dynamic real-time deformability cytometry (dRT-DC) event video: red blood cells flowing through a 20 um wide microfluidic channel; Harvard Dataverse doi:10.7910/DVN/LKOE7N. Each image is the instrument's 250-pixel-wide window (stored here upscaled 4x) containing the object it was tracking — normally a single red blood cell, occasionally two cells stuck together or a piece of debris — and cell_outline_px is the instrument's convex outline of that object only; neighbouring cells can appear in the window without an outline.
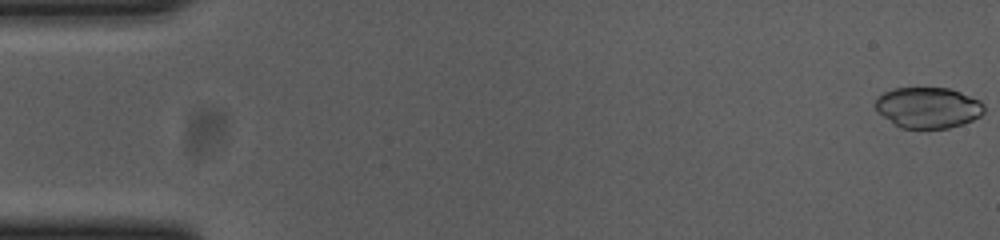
{"species": "common noctule bat (a hibernating species)", "species_latin": "Nyctalus noctula", "temperature_condition": "cold", "stored_images_in_passage": 55, "camera_frame_rate_fps": 3000, "um_per_image_px": 0.085, "animal": {"sex": "female", "body_mass_g": 23.0, "forearm_length_mm": 53.4}, "frame": {"image": 1, "passage_image": 1, "time_ms": 0.0, "image_size_px": [1000, 240], "cell_outline_px": [[984, 112], [980, 116], [972, 120], [948, 128], [900, 128], [892, 124], [876, 108], [876, 96], [892, 88], [948, 88], [960, 92], [980, 100], [984, 104]], "centroid_in_image_um": [78.88, 9.14], "position_along_channel_um": 6.1, "area_um2": 25.84}}
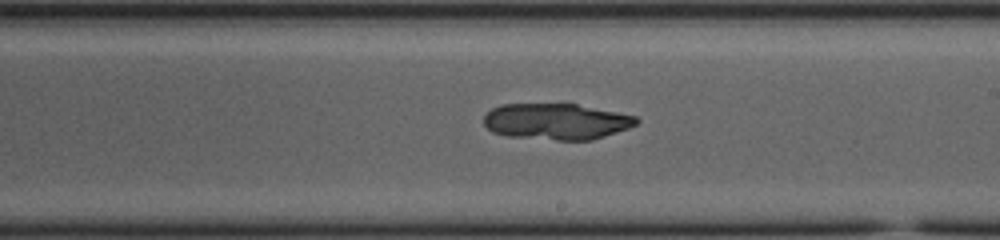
{"frame": {"image": 2, "passage_image": 32, "time_ms": 10.333, "image_size_px": [1000, 240], "cell_outline_px": [[640, 120], [636, 124], [628, 128], [592, 140], [556, 140], [508, 136], [492, 132], [484, 124], [484, 116], [492, 108], [500, 104], [576, 104], [636, 116]], "centroid_in_image_um": [47.27, 10.33], "position_along_channel_um": 241.7, "area_um2": 32.02}}
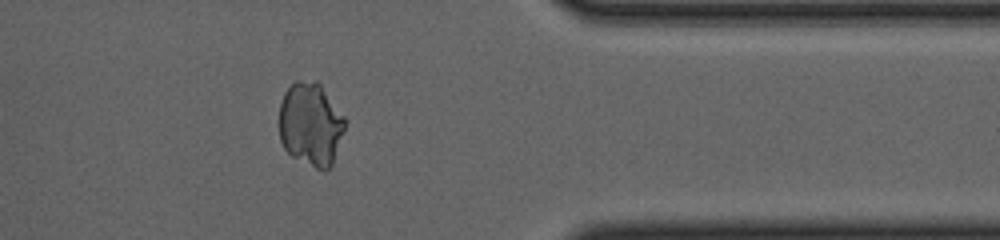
{"frame": {"image": 3, "passage_image": 45, "time_ms": 14.667, "image_size_px": [1000, 240], "cell_outline_px": [[344, 132], [332, 164], [324, 172], [292, 156], [284, 148], [280, 140], [280, 104], [284, 92], [296, 80], [316, 80], [320, 84], [344, 116]], "centroid_in_image_um": [26.4, 10.55], "position_along_channel_um": 385.0, "area_um2": 31.85}}